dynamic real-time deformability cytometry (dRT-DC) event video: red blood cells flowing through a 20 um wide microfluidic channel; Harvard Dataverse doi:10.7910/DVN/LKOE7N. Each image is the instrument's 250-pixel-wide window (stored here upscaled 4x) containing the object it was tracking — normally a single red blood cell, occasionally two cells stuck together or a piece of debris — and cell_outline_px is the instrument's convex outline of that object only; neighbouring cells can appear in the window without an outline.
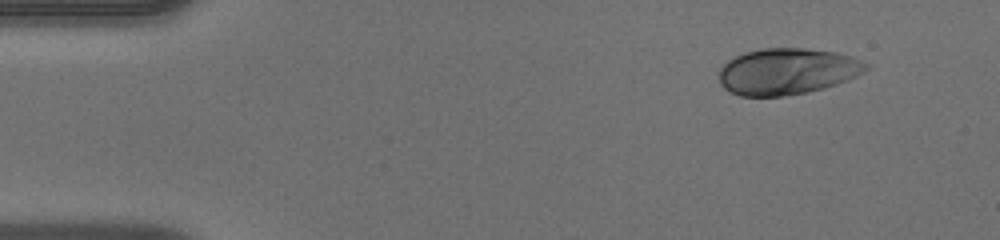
{"species": "human", "species_latin": "Homo sapiens", "temperature_condition": "warm", "stored_images_in_passage": 43, "camera_frame_rate_fps": 3000, "um_per_image_px": 0.085, "donor": {"sex": "male"}, "frame": {"image": 1, "passage_image": 1, "time_ms": 0.0, "image_size_px": [1000, 240], "cell_outline_px": [[872, 68], [848, 80], [824, 88], [808, 92], [784, 96], [740, 96], [724, 88], [720, 84], [720, 68], [728, 60], [744, 52], [760, 48], [804, 48], [836, 52], [852, 56], [872, 64]], "centroid_in_image_um": [66.97, 6.06], "position_along_channel_um": 18.0, "area_um2": 40.06}}
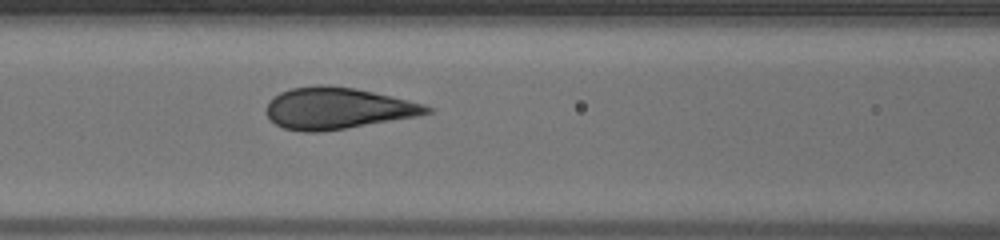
{"frame": {"image": 2, "passage_image": 16, "time_ms": 5.0, "image_size_px": [1000, 240], "cell_outline_px": [[432, 112], [416, 116], [320, 132], [304, 132], [284, 128], [276, 124], [264, 112], [268, 100], [280, 92], [292, 88], [316, 84], [328, 84], [352, 88], [372, 92], [408, 100], [424, 104], [432, 108]], "centroid_in_image_um": [28.62, 9.19], "position_along_channel_um": 138.0, "area_um2": 38.55}}
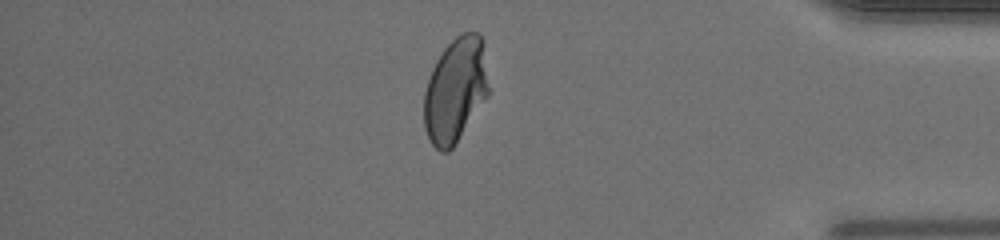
{"frame": {"image": 3, "passage_image": 36, "time_ms": 11.667, "image_size_px": [1000, 240], "cell_outline_px": [[488, 96], [452, 148], [448, 152], [440, 152], [432, 144], [424, 128], [424, 92], [432, 68], [436, 60], [444, 48], [456, 36], [464, 32], [480, 32], [484, 40], [488, 88]], "centroid_in_image_um": [38.71, 7.63], "position_along_channel_um": 396.5, "area_um2": 39.48}}